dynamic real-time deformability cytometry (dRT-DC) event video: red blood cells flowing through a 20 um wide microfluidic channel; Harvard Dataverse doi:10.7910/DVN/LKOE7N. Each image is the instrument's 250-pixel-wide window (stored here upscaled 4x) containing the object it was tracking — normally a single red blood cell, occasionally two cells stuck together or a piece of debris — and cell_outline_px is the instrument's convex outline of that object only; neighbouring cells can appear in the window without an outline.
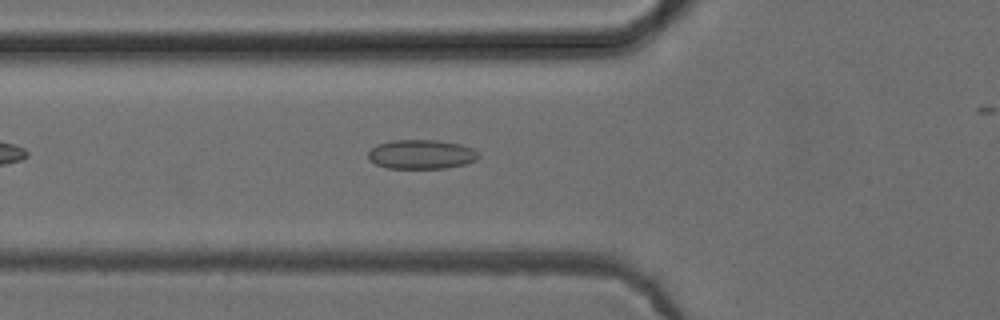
{"species": "common noctule bat (a hibernating species)", "species_latin": "Nyctalus noctula", "temperature_condition": "cold", "stored_images_in_passage": 34, "camera_frame_rate_fps": 3000, "um_per_image_px": 0.085, "animal": {"sex": "female", "body_mass_g": 24.6, "forearm_length_mm": 56.2}, "frame": {"image": 1, "passage_image": 7, "time_ms": 2.0, "image_size_px": [1000, 320], "cell_outline_px": [[480, 156], [476, 160], [464, 164], [444, 168], [388, 168], [376, 164], [368, 160], [368, 152], [376, 144], [392, 140], [436, 140], [460, 144], [472, 148]], "centroid_in_image_um": [35.78, 13.11], "position_along_channel_um": 90.0, "area_um2": 18.79}}
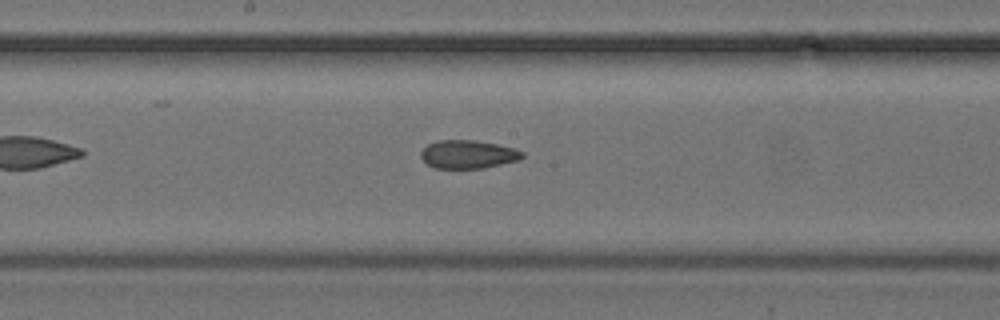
{"frame": {"image": 2, "passage_image": 16, "time_ms": 5.0, "image_size_px": [1000, 320], "cell_outline_px": [[524, 156], [520, 160], [484, 168], [436, 168], [428, 164], [420, 156], [420, 152], [428, 144], [436, 140], [476, 140], [516, 148], [524, 152]], "centroid_in_image_um": [39.81, 13.11], "position_along_channel_um": 208.4, "area_um2": 16.82}}
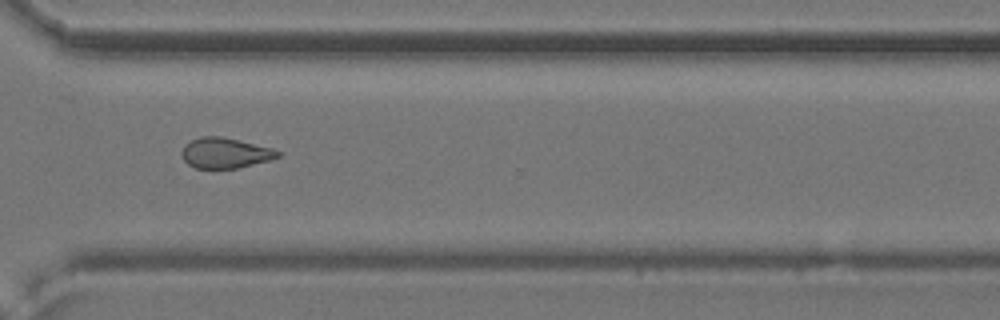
{"frame": {"image": 3, "passage_image": 27, "time_ms": 8.667, "image_size_px": [1000, 320], "cell_outline_px": [[280, 156], [268, 160], [236, 168], [196, 168], [188, 164], [184, 160], [180, 152], [184, 144], [200, 136], [220, 136], [272, 148], [280, 152]], "centroid_in_image_um": [19.08, 12.99], "position_along_channel_um": 351.5, "area_um2": 16.82}}